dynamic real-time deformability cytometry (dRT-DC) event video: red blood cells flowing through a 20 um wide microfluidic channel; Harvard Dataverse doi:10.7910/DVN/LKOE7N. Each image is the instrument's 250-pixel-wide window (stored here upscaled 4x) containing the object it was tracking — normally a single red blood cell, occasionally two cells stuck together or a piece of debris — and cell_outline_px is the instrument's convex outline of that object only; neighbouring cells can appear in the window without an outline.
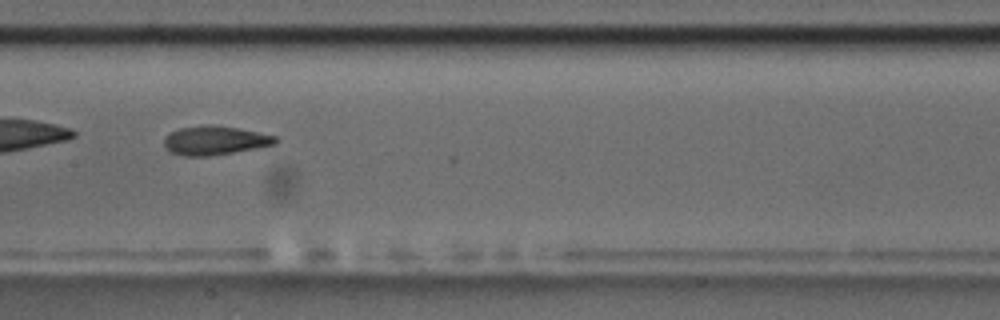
{"species": "common noctule bat (a hibernating species)", "species_latin": "Nyctalus noctula", "temperature_condition": "room temperature", "stored_images_in_passage": 11, "camera_frame_rate_fps": 3000, "um_per_image_px": 0.085, "animal": {"sex": "male", "body_mass_g": 17.5, "forearm_length_mm": 52.3}, "frame": {"image": 1, "passage_image": 4, "time_ms": 4.333, "image_size_px": [1000, 320], "cell_outline_px": [[280, 140], [276, 144], [256, 148], [208, 156], [184, 156], [168, 152], [164, 148], [164, 136], [180, 128], [204, 124], [212, 124], [236, 128], [276, 136]], "centroid_in_image_um": [18.22, 11.94], "position_along_channel_um": 189.2, "area_um2": 18.84}, "authors_computed_cell_mechanics": {"area_um2": 18.7272, "velocity_mm_per_s": 3.5798, "shape_relaxation_time_tau1_ms": 3.0738, "shape_relaxation_time_tau2_ms": 1.6736, "deformation_change_tau1": 0.1302, "deformation_change_tau2": 0.0916}}